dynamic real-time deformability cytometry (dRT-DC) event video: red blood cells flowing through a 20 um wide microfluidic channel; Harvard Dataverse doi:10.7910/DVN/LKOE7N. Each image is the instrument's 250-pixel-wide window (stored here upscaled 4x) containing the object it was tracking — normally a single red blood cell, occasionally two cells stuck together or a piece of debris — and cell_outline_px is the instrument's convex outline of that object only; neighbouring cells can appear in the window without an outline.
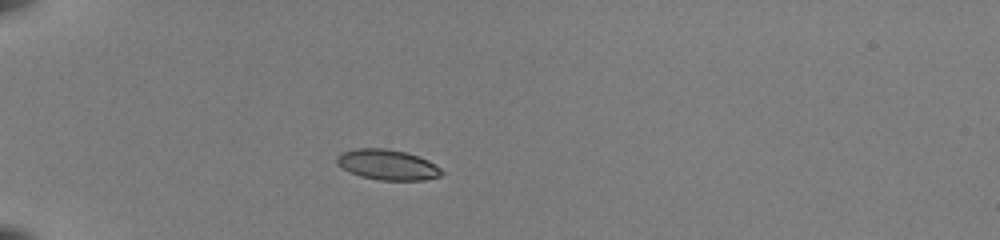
{"species": "common noctule bat (a hibernating species)", "species_latin": "Nyctalus noctula", "temperature_condition": "room temperature", "stored_images_in_passage": 34, "camera_frame_rate_fps": 3000, "um_per_image_px": 0.085, "animal": {"sex": "female", "body_mass_g": 22.0, "forearm_length_mm": 56.7}, "frame": {"image": 1, "passage_image": 2, "time_ms": 0.333, "image_size_px": [1000, 240], "cell_outline_px": [[444, 172], [440, 176], [424, 180], [380, 180], [360, 176], [336, 164], [336, 156], [340, 152], [356, 148], [384, 148], [404, 152], [428, 160], [440, 168]], "centroid_in_image_um": [32.91, 14.0], "position_along_channel_um": 52.1, "area_um2": 18.44}}
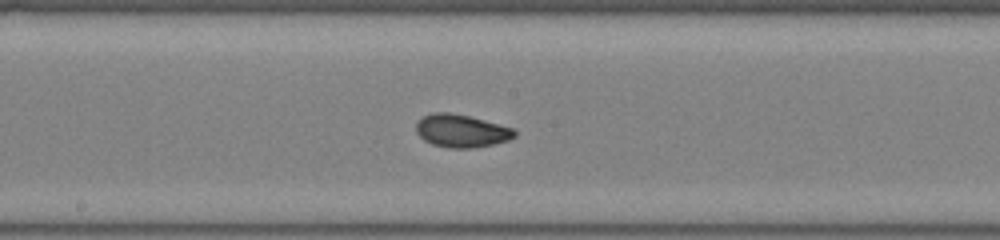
{"frame": {"image": 2, "passage_image": 16, "time_ms": 5.0, "image_size_px": [1000, 240], "cell_outline_px": [[516, 136], [508, 140], [492, 144], [472, 148], [448, 148], [432, 144], [424, 140], [416, 132], [416, 124], [424, 116], [432, 112], [448, 112], [468, 116], [512, 128], [516, 132]], "centroid_in_image_um": [39.19, 11.13], "position_along_channel_um": 209.0, "area_um2": 18.61}}
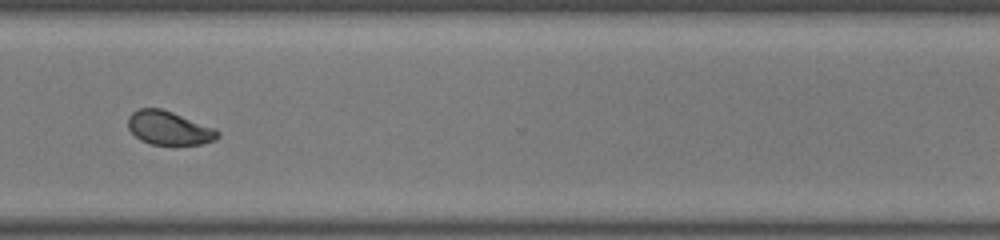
{"frame": {"image": 3, "passage_image": 27, "time_ms": 8.667, "image_size_px": [1000, 240], "cell_outline_px": [[220, 136], [216, 140], [200, 144], [152, 144], [140, 140], [128, 128], [128, 116], [132, 112], [140, 108], [160, 108], [172, 112], [216, 128], [220, 132]], "centroid_in_image_um": [14.38, 10.88], "position_along_channel_um": 356.2, "area_um2": 17.57}, "authors_computed_cell_mechanics": {"area_um2": 18.4382, "velocity_mm_per_s": 4.0128, "shape_relaxation_time_tau1_ms": 3.1494, "shape_relaxation_time_tau2_ms": 1.1591, "deformation_change_tau1": 0.1161, "deformation_change_tau2": 0.0521}}